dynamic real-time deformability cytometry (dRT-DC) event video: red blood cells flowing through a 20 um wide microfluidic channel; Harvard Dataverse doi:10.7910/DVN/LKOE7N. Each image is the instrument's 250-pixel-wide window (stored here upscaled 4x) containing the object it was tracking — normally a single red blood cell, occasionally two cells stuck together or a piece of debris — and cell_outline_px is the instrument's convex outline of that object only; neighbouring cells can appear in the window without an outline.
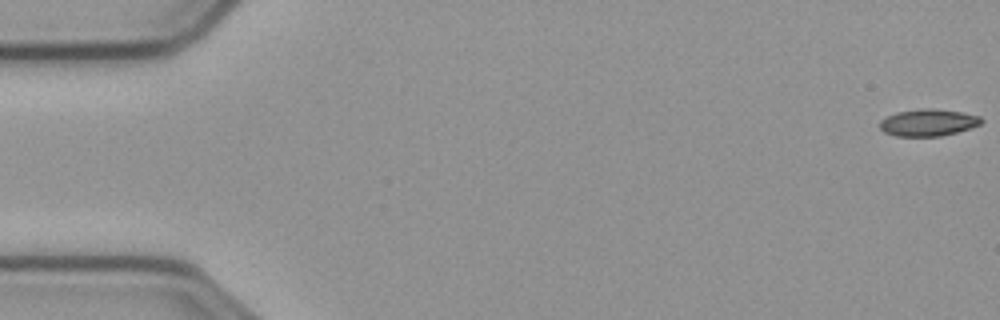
{"species": "common noctule bat (a hibernating species)", "species_latin": "Nyctalus noctula", "temperature_condition": "cold", "stored_images_in_passage": 9, "camera_frame_rate_fps": 3000, "um_per_image_px": 0.085, "animal": {"sex": "male", "body_mass_g": 23.1, "forearm_length_mm": 52.7}, "frame": {"image": 1, "passage_image": 1, "time_ms": 0.0, "image_size_px": [1000, 320], "cell_outline_px": [[984, 120], [980, 124], [972, 128], [940, 136], [896, 136], [884, 132], [880, 128], [880, 120], [896, 112], [924, 108], [932, 108], [960, 112], [980, 116]], "centroid_in_image_um": [78.9, 10.42], "position_along_channel_um": 6.1, "area_um2": 15.9}}